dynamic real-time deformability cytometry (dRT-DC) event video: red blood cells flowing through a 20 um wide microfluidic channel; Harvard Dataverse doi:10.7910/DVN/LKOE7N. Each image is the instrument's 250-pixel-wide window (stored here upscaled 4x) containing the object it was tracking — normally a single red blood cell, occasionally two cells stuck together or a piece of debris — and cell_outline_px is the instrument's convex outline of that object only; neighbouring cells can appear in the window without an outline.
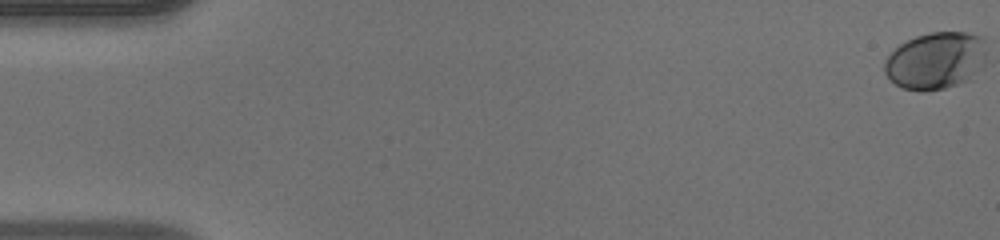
{"species": "human", "species_latin": "Homo sapiens", "temperature_condition": "warm", "stored_images_in_passage": 48, "camera_frame_rate_fps": 3000, "um_per_image_px": 0.085, "donor": {"sex": "male"}, "frame": {"image": 1, "passage_image": 1, "time_ms": 0.0, "image_size_px": [1000, 240], "cell_outline_px": [[972, 36], [952, 80], [948, 84], [940, 88], [904, 88], [896, 84], [888, 76], [888, 60], [892, 52], [896, 48], [908, 40], [920, 36], [936, 32], [960, 32]], "centroid_in_image_um": [78.87, 5.1], "position_along_channel_um": 6.1, "area_um2": 25.61}}
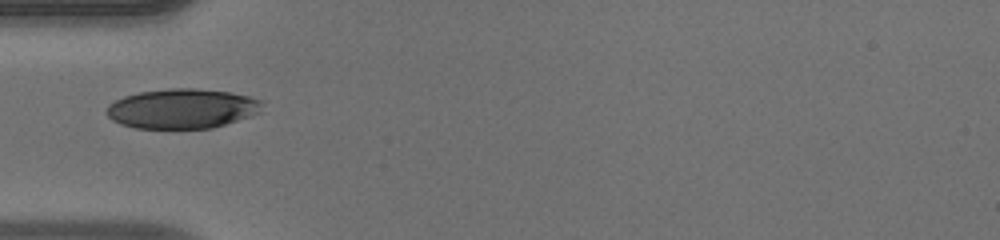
{"frame": {"image": 2, "passage_image": 17, "time_ms": 5.333, "image_size_px": [1000, 240], "cell_outline_px": [[256, 100], [240, 116], [224, 124], [208, 128], [140, 128], [124, 124], [108, 116], [108, 108], [116, 100], [128, 96], [144, 92], [228, 92], [244, 96]], "centroid_in_image_um": [15.22, 9.3], "position_along_channel_um": 69.8, "area_um2": 31.67}}
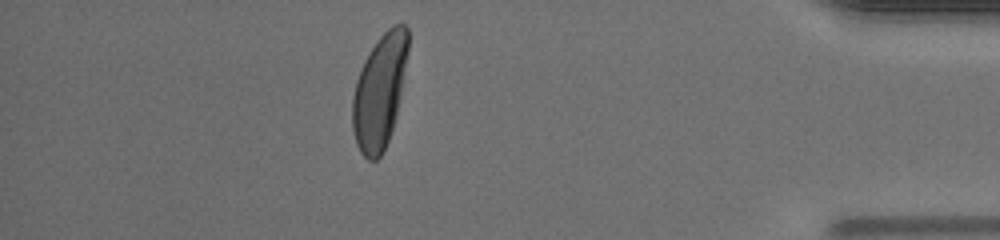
{"frame": {"image": 3, "passage_image": 43, "time_ms": 14.0, "image_size_px": [1000, 240], "cell_outline_px": [[408, 48], [396, 112], [392, 128], [388, 140], [380, 156], [376, 160], [368, 160], [364, 156], [356, 140], [352, 124], [352, 100], [356, 84], [360, 72], [372, 48], [380, 36], [388, 28], [396, 24], [404, 24], [408, 28]], "centroid_in_image_um": [32.26, 7.76], "position_along_channel_um": 402.9, "area_um2": 35.55}}